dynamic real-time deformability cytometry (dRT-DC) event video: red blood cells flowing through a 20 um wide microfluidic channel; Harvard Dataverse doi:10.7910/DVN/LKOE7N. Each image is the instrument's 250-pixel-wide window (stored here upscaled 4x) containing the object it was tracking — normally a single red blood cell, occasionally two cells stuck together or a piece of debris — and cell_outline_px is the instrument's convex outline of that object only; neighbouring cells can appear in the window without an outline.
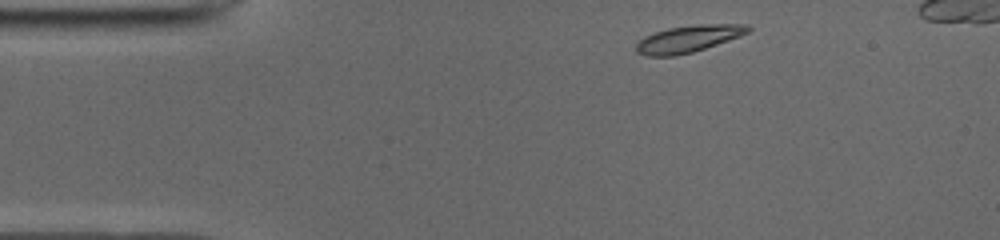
{"species": "common noctule bat (a hibernating species)", "species_latin": "Nyctalus noctula", "temperature_condition": "cold", "stored_images_in_passage": 40, "camera_frame_rate_fps": 3000, "um_per_image_px": 0.085, "animal": {"sex": "male", "body_mass_g": 19.0, "forearm_length_mm": 50.8}, "frame": {"image": 1, "passage_image": 1, "time_ms": 0.0, "image_size_px": [1000, 240], "cell_outline_px": [[752, 28], [748, 32], [740, 36], [692, 52], [672, 56], [648, 56], [636, 52], [636, 44], [644, 36], [668, 28], [700, 24], [748, 24]], "centroid_in_image_um": [58.51, 3.29], "position_along_channel_um": 26.5, "area_um2": 17.34}}
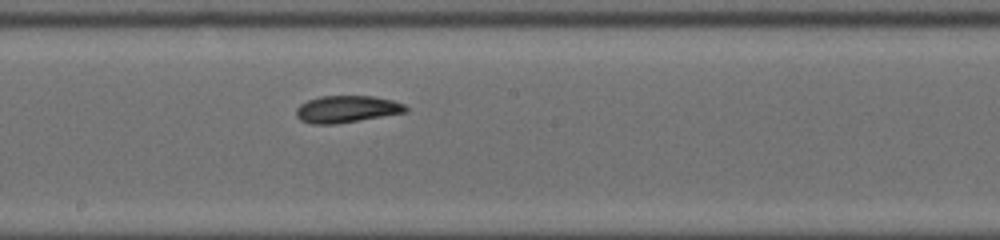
{"frame": {"image": 2, "passage_image": 20, "time_ms": 6.333, "image_size_px": [1000, 240], "cell_outline_px": [[408, 112], [332, 124], [312, 124], [300, 120], [296, 116], [296, 108], [300, 104], [308, 100], [320, 96], [372, 96], [392, 100], [404, 104], [408, 108]], "centroid_in_image_um": [29.46, 9.27], "position_along_channel_um": 218.7, "area_um2": 17.11}}
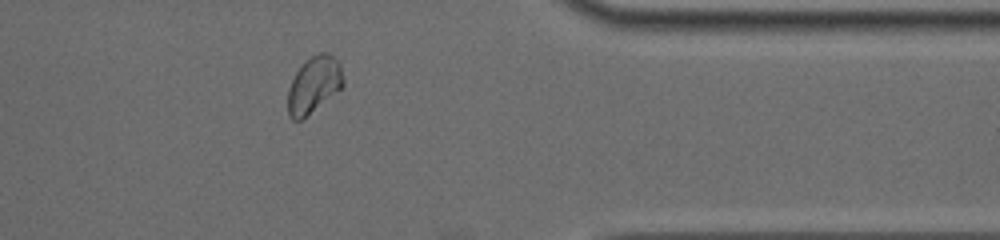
{"frame": {"image": 3, "passage_image": 34, "time_ms": 11.0, "image_size_px": [1000, 240], "cell_outline_px": [[344, 84], [340, 88], [300, 120], [292, 120], [288, 116], [288, 88], [296, 72], [312, 56], [320, 52], [328, 52], [340, 64], [344, 80]], "centroid_in_image_um": [26.67, 7.19], "position_along_channel_um": 384.7, "area_um2": 17.63}}